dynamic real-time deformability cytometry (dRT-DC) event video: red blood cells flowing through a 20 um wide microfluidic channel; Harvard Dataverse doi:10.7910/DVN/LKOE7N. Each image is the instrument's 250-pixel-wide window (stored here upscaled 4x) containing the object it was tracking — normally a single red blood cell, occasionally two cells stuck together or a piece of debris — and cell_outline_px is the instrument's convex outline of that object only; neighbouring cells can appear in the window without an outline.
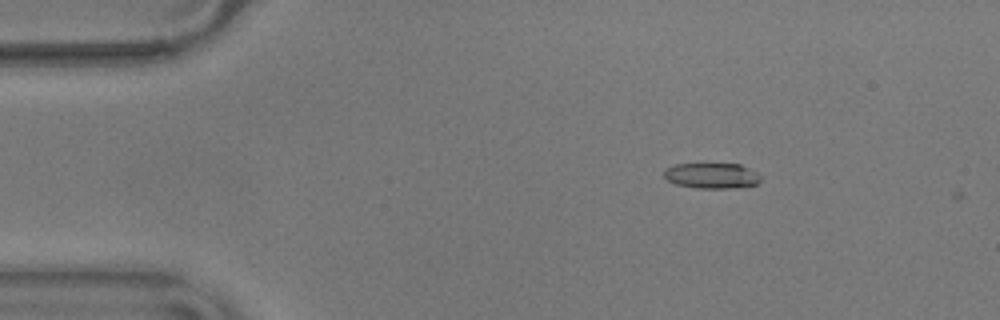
{"species": "common noctule bat (a hibernating species)", "species_latin": "Nyctalus noctula", "temperature_condition": "warm", "stored_images_in_passage": 4, "camera_frame_rate_fps": 3000, "um_per_image_px": 0.085, "animal": {"sex": "male", "body_mass_g": 17.9}, "frame": {"image": 1, "passage_image": 1, "time_ms": 0.0, "image_size_px": [1000, 320], "cell_outline_px": [[760, 180], [756, 184], [732, 188], [696, 188], [676, 184], [668, 180], [664, 176], [664, 168], [676, 164], [740, 164], [756, 172], [760, 176]], "centroid_in_image_um": [60.47, 14.93], "position_along_channel_um": 24.5, "area_um2": 14.28}}